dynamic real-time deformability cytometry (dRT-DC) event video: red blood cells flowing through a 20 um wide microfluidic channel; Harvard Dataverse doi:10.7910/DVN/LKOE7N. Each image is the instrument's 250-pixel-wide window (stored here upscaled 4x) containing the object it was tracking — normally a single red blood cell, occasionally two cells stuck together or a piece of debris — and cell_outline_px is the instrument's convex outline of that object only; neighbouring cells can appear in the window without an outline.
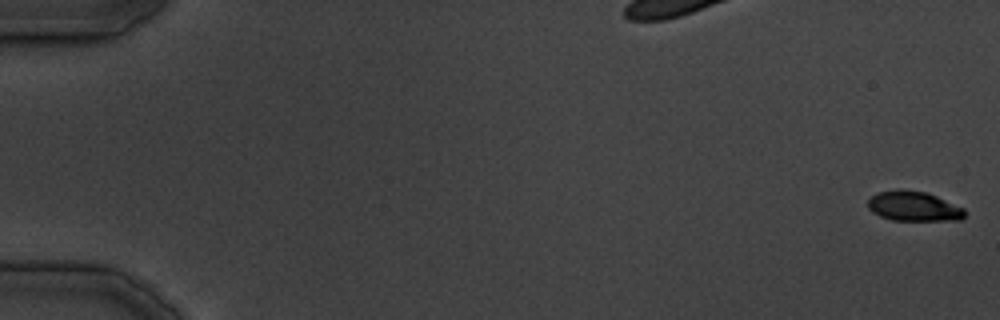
{"species": "common noctule bat (a hibernating species)", "species_latin": "Nyctalus noctula", "temperature_condition": "cold", "stored_images_in_passage": 15, "camera_frame_rate_fps": 3000, "um_per_image_px": 0.085, "animal": {"sex": "male", "body_mass_g": 19.5, "forearm_length_mm": 54.6}, "frame": {"image": 1, "passage_image": 1, "time_ms": 0.0, "image_size_px": [1000, 320], "cell_outline_px": [[964, 216], [960, 220], [892, 220], [880, 216], [872, 212], [868, 208], [868, 200], [872, 196], [880, 192], [924, 192], [936, 196], [964, 208]], "centroid_in_image_um": [77.68, 17.58], "position_along_channel_um": 7.3, "area_um2": 16.07}}